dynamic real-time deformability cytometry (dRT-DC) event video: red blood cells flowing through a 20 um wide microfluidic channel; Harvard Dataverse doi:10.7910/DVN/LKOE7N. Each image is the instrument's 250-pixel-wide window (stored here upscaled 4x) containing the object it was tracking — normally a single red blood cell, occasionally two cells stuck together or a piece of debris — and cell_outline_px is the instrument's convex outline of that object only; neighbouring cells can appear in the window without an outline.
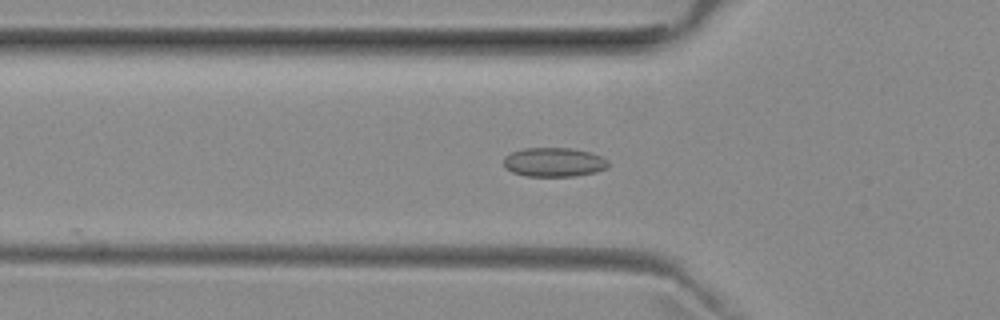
{"species": "common noctule bat (a hibernating species)", "species_latin": "Nyctalus noctula", "temperature_condition": "room temperature", "stored_images_in_passage": 9, "camera_frame_rate_fps": 3000, "um_per_image_px": 0.085, "animal": {"sex": "female", "body_mass_g": 29.2, "forearm_length_mm": 56.3}, "frame": {"image": 1, "passage_image": 3, "time_ms": 0.667, "image_size_px": [1000, 320], "cell_outline_px": [[608, 168], [596, 172], [576, 176], [524, 176], [512, 172], [504, 168], [504, 156], [512, 152], [524, 148], [572, 148], [588, 152], [600, 156], [608, 160]], "centroid_in_image_um": [47.07, 13.79], "position_along_channel_um": 78.7, "area_um2": 17.86}}
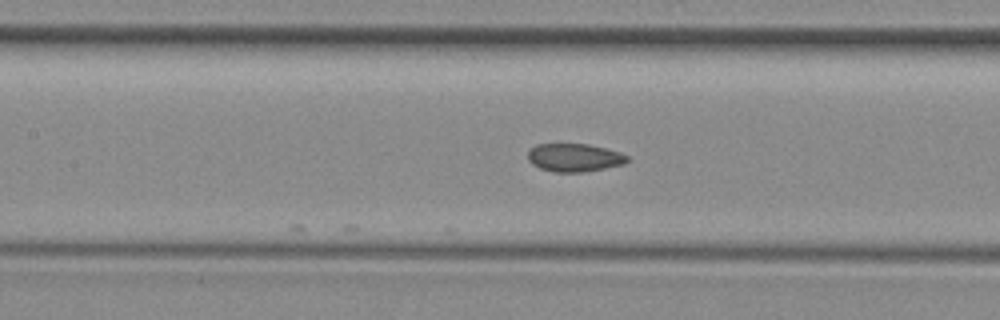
{"frame": {"image": 2, "passage_image": 9, "time_ms": 2.667, "image_size_px": [1000, 320], "cell_outline_px": [[628, 160], [624, 164], [584, 172], [556, 172], [540, 168], [532, 164], [528, 160], [528, 148], [536, 144], [588, 144], [620, 152], [628, 156]], "centroid_in_image_um": [48.79, 13.39], "position_along_channel_um": 158.6, "area_um2": 16.3}}